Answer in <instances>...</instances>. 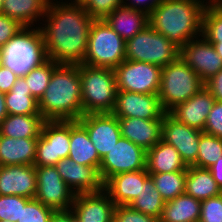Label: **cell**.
Returning <instances> with one entry per match:
<instances>
[{"label":"cell","mask_w":222,"mask_h":222,"mask_svg":"<svg viewBox=\"0 0 222 222\" xmlns=\"http://www.w3.org/2000/svg\"><path fill=\"white\" fill-rule=\"evenodd\" d=\"M147 151L130 140L120 137L100 162L99 173L105 183L110 177L146 169Z\"/></svg>","instance_id":"obj_11"},{"label":"cell","mask_w":222,"mask_h":222,"mask_svg":"<svg viewBox=\"0 0 222 222\" xmlns=\"http://www.w3.org/2000/svg\"><path fill=\"white\" fill-rule=\"evenodd\" d=\"M88 132L102 159L121 137L118 118L112 113L85 114L77 120Z\"/></svg>","instance_id":"obj_16"},{"label":"cell","mask_w":222,"mask_h":222,"mask_svg":"<svg viewBox=\"0 0 222 222\" xmlns=\"http://www.w3.org/2000/svg\"><path fill=\"white\" fill-rule=\"evenodd\" d=\"M202 133L177 121L169 113L163 115L161 139L174 146L187 166H192L197 161Z\"/></svg>","instance_id":"obj_13"},{"label":"cell","mask_w":222,"mask_h":222,"mask_svg":"<svg viewBox=\"0 0 222 222\" xmlns=\"http://www.w3.org/2000/svg\"><path fill=\"white\" fill-rule=\"evenodd\" d=\"M54 211V209L33 198L26 205H21V212L17 222H49Z\"/></svg>","instance_id":"obj_37"},{"label":"cell","mask_w":222,"mask_h":222,"mask_svg":"<svg viewBox=\"0 0 222 222\" xmlns=\"http://www.w3.org/2000/svg\"><path fill=\"white\" fill-rule=\"evenodd\" d=\"M50 0H3L1 13L24 27H33L43 18ZM35 21V22H34Z\"/></svg>","instance_id":"obj_27"},{"label":"cell","mask_w":222,"mask_h":222,"mask_svg":"<svg viewBox=\"0 0 222 222\" xmlns=\"http://www.w3.org/2000/svg\"><path fill=\"white\" fill-rule=\"evenodd\" d=\"M162 199L167 202L185 193L187 171L149 174Z\"/></svg>","instance_id":"obj_33"},{"label":"cell","mask_w":222,"mask_h":222,"mask_svg":"<svg viewBox=\"0 0 222 222\" xmlns=\"http://www.w3.org/2000/svg\"><path fill=\"white\" fill-rule=\"evenodd\" d=\"M123 0H86L84 10L94 19H104L116 8L122 6Z\"/></svg>","instance_id":"obj_39"},{"label":"cell","mask_w":222,"mask_h":222,"mask_svg":"<svg viewBox=\"0 0 222 222\" xmlns=\"http://www.w3.org/2000/svg\"><path fill=\"white\" fill-rule=\"evenodd\" d=\"M164 204L165 201L155 188L153 180L149 177L144 184L141 185L139 196L135 198L129 206L134 210L159 219L164 208Z\"/></svg>","instance_id":"obj_32"},{"label":"cell","mask_w":222,"mask_h":222,"mask_svg":"<svg viewBox=\"0 0 222 222\" xmlns=\"http://www.w3.org/2000/svg\"><path fill=\"white\" fill-rule=\"evenodd\" d=\"M215 101H222V69L204 83Z\"/></svg>","instance_id":"obj_45"},{"label":"cell","mask_w":222,"mask_h":222,"mask_svg":"<svg viewBox=\"0 0 222 222\" xmlns=\"http://www.w3.org/2000/svg\"><path fill=\"white\" fill-rule=\"evenodd\" d=\"M79 74L83 115L111 113L118 91L114 69L79 64Z\"/></svg>","instance_id":"obj_4"},{"label":"cell","mask_w":222,"mask_h":222,"mask_svg":"<svg viewBox=\"0 0 222 222\" xmlns=\"http://www.w3.org/2000/svg\"><path fill=\"white\" fill-rule=\"evenodd\" d=\"M210 43L214 46L216 52L222 58V42H210Z\"/></svg>","instance_id":"obj_50"},{"label":"cell","mask_w":222,"mask_h":222,"mask_svg":"<svg viewBox=\"0 0 222 222\" xmlns=\"http://www.w3.org/2000/svg\"><path fill=\"white\" fill-rule=\"evenodd\" d=\"M126 60L167 66L179 58L180 48L147 25L125 45Z\"/></svg>","instance_id":"obj_8"},{"label":"cell","mask_w":222,"mask_h":222,"mask_svg":"<svg viewBox=\"0 0 222 222\" xmlns=\"http://www.w3.org/2000/svg\"><path fill=\"white\" fill-rule=\"evenodd\" d=\"M2 4H3V0H0V13H1Z\"/></svg>","instance_id":"obj_54"},{"label":"cell","mask_w":222,"mask_h":222,"mask_svg":"<svg viewBox=\"0 0 222 222\" xmlns=\"http://www.w3.org/2000/svg\"><path fill=\"white\" fill-rule=\"evenodd\" d=\"M30 198L14 195H0V221L17 222L21 205H26Z\"/></svg>","instance_id":"obj_38"},{"label":"cell","mask_w":222,"mask_h":222,"mask_svg":"<svg viewBox=\"0 0 222 222\" xmlns=\"http://www.w3.org/2000/svg\"><path fill=\"white\" fill-rule=\"evenodd\" d=\"M24 26L17 20L0 13V48L12 39Z\"/></svg>","instance_id":"obj_43"},{"label":"cell","mask_w":222,"mask_h":222,"mask_svg":"<svg viewBox=\"0 0 222 222\" xmlns=\"http://www.w3.org/2000/svg\"><path fill=\"white\" fill-rule=\"evenodd\" d=\"M214 102V97L204 86L197 94L179 103L168 113L177 121L203 132Z\"/></svg>","instance_id":"obj_20"},{"label":"cell","mask_w":222,"mask_h":222,"mask_svg":"<svg viewBox=\"0 0 222 222\" xmlns=\"http://www.w3.org/2000/svg\"><path fill=\"white\" fill-rule=\"evenodd\" d=\"M199 222H222V193L201 201Z\"/></svg>","instance_id":"obj_40"},{"label":"cell","mask_w":222,"mask_h":222,"mask_svg":"<svg viewBox=\"0 0 222 222\" xmlns=\"http://www.w3.org/2000/svg\"><path fill=\"white\" fill-rule=\"evenodd\" d=\"M185 193L200 201L217 196L222 189L208 169L188 166L185 179Z\"/></svg>","instance_id":"obj_30"},{"label":"cell","mask_w":222,"mask_h":222,"mask_svg":"<svg viewBox=\"0 0 222 222\" xmlns=\"http://www.w3.org/2000/svg\"><path fill=\"white\" fill-rule=\"evenodd\" d=\"M19 78L11 69L1 66L0 67V92L6 94L11 91L15 81Z\"/></svg>","instance_id":"obj_46"},{"label":"cell","mask_w":222,"mask_h":222,"mask_svg":"<svg viewBox=\"0 0 222 222\" xmlns=\"http://www.w3.org/2000/svg\"><path fill=\"white\" fill-rule=\"evenodd\" d=\"M2 59H3V51L2 48H0V67L3 65Z\"/></svg>","instance_id":"obj_52"},{"label":"cell","mask_w":222,"mask_h":222,"mask_svg":"<svg viewBox=\"0 0 222 222\" xmlns=\"http://www.w3.org/2000/svg\"><path fill=\"white\" fill-rule=\"evenodd\" d=\"M206 0H163L149 15V25L181 48L202 35Z\"/></svg>","instance_id":"obj_2"},{"label":"cell","mask_w":222,"mask_h":222,"mask_svg":"<svg viewBox=\"0 0 222 222\" xmlns=\"http://www.w3.org/2000/svg\"><path fill=\"white\" fill-rule=\"evenodd\" d=\"M150 177L146 169L120 173L104 183V191L116 206L129 205L139 196L141 185Z\"/></svg>","instance_id":"obj_21"},{"label":"cell","mask_w":222,"mask_h":222,"mask_svg":"<svg viewBox=\"0 0 222 222\" xmlns=\"http://www.w3.org/2000/svg\"><path fill=\"white\" fill-rule=\"evenodd\" d=\"M49 222H81L78 215L72 210L54 211Z\"/></svg>","instance_id":"obj_47"},{"label":"cell","mask_w":222,"mask_h":222,"mask_svg":"<svg viewBox=\"0 0 222 222\" xmlns=\"http://www.w3.org/2000/svg\"><path fill=\"white\" fill-rule=\"evenodd\" d=\"M86 2V0H70L69 4H78L83 5Z\"/></svg>","instance_id":"obj_51"},{"label":"cell","mask_w":222,"mask_h":222,"mask_svg":"<svg viewBox=\"0 0 222 222\" xmlns=\"http://www.w3.org/2000/svg\"><path fill=\"white\" fill-rule=\"evenodd\" d=\"M126 1H131L126 2ZM163 0H123L122 5L135 10L143 11L147 15H150L152 11L162 2ZM143 5V6H142Z\"/></svg>","instance_id":"obj_44"},{"label":"cell","mask_w":222,"mask_h":222,"mask_svg":"<svg viewBox=\"0 0 222 222\" xmlns=\"http://www.w3.org/2000/svg\"><path fill=\"white\" fill-rule=\"evenodd\" d=\"M55 167L74 194L104 190V182L97 167L80 165L70 158L61 159Z\"/></svg>","instance_id":"obj_17"},{"label":"cell","mask_w":222,"mask_h":222,"mask_svg":"<svg viewBox=\"0 0 222 222\" xmlns=\"http://www.w3.org/2000/svg\"><path fill=\"white\" fill-rule=\"evenodd\" d=\"M113 222H159V219L134 210L129 205H119L115 208Z\"/></svg>","instance_id":"obj_41"},{"label":"cell","mask_w":222,"mask_h":222,"mask_svg":"<svg viewBox=\"0 0 222 222\" xmlns=\"http://www.w3.org/2000/svg\"><path fill=\"white\" fill-rule=\"evenodd\" d=\"M208 170L212 173L213 179L222 189V156L218 159V161L214 165L209 167Z\"/></svg>","instance_id":"obj_48"},{"label":"cell","mask_w":222,"mask_h":222,"mask_svg":"<svg viewBox=\"0 0 222 222\" xmlns=\"http://www.w3.org/2000/svg\"><path fill=\"white\" fill-rule=\"evenodd\" d=\"M116 205L104 191L75 194L72 210L81 222H113Z\"/></svg>","instance_id":"obj_19"},{"label":"cell","mask_w":222,"mask_h":222,"mask_svg":"<svg viewBox=\"0 0 222 222\" xmlns=\"http://www.w3.org/2000/svg\"><path fill=\"white\" fill-rule=\"evenodd\" d=\"M36 28V29H35ZM3 66L18 76H25L32 68L46 61L47 55L39 27H24L3 47Z\"/></svg>","instance_id":"obj_5"},{"label":"cell","mask_w":222,"mask_h":222,"mask_svg":"<svg viewBox=\"0 0 222 222\" xmlns=\"http://www.w3.org/2000/svg\"><path fill=\"white\" fill-rule=\"evenodd\" d=\"M163 116L157 120L118 118L121 137L145 149H151L161 140Z\"/></svg>","instance_id":"obj_22"},{"label":"cell","mask_w":222,"mask_h":222,"mask_svg":"<svg viewBox=\"0 0 222 222\" xmlns=\"http://www.w3.org/2000/svg\"><path fill=\"white\" fill-rule=\"evenodd\" d=\"M222 8V0H214Z\"/></svg>","instance_id":"obj_53"},{"label":"cell","mask_w":222,"mask_h":222,"mask_svg":"<svg viewBox=\"0 0 222 222\" xmlns=\"http://www.w3.org/2000/svg\"><path fill=\"white\" fill-rule=\"evenodd\" d=\"M179 57L199 75L204 83L222 69V58L203 35L182 46Z\"/></svg>","instance_id":"obj_14"},{"label":"cell","mask_w":222,"mask_h":222,"mask_svg":"<svg viewBox=\"0 0 222 222\" xmlns=\"http://www.w3.org/2000/svg\"><path fill=\"white\" fill-rule=\"evenodd\" d=\"M0 222H11V221H9V220H8V221H5V220H1Z\"/></svg>","instance_id":"obj_55"},{"label":"cell","mask_w":222,"mask_h":222,"mask_svg":"<svg viewBox=\"0 0 222 222\" xmlns=\"http://www.w3.org/2000/svg\"><path fill=\"white\" fill-rule=\"evenodd\" d=\"M5 104L8 114H40L38 101L31 96L27 82L22 76L15 81L11 91L5 94Z\"/></svg>","instance_id":"obj_31"},{"label":"cell","mask_w":222,"mask_h":222,"mask_svg":"<svg viewBox=\"0 0 222 222\" xmlns=\"http://www.w3.org/2000/svg\"><path fill=\"white\" fill-rule=\"evenodd\" d=\"M37 191L35 199L55 211L70 210L75 194L62 180L55 166L35 167Z\"/></svg>","instance_id":"obj_12"},{"label":"cell","mask_w":222,"mask_h":222,"mask_svg":"<svg viewBox=\"0 0 222 222\" xmlns=\"http://www.w3.org/2000/svg\"><path fill=\"white\" fill-rule=\"evenodd\" d=\"M37 191L34 165L0 166V195L33 199Z\"/></svg>","instance_id":"obj_18"},{"label":"cell","mask_w":222,"mask_h":222,"mask_svg":"<svg viewBox=\"0 0 222 222\" xmlns=\"http://www.w3.org/2000/svg\"><path fill=\"white\" fill-rule=\"evenodd\" d=\"M202 35L209 42H222V8L208 0L203 13Z\"/></svg>","instance_id":"obj_36"},{"label":"cell","mask_w":222,"mask_h":222,"mask_svg":"<svg viewBox=\"0 0 222 222\" xmlns=\"http://www.w3.org/2000/svg\"><path fill=\"white\" fill-rule=\"evenodd\" d=\"M104 20L125 42L149 25V15L123 5L108 14Z\"/></svg>","instance_id":"obj_25"},{"label":"cell","mask_w":222,"mask_h":222,"mask_svg":"<svg viewBox=\"0 0 222 222\" xmlns=\"http://www.w3.org/2000/svg\"><path fill=\"white\" fill-rule=\"evenodd\" d=\"M204 87L199 75L180 57L162 67L158 97L163 110L168 113Z\"/></svg>","instance_id":"obj_6"},{"label":"cell","mask_w":222,"mask_h":222,"mask_svg":"<svg viewBox=\"0 0 222 222\" xmlns=\"http://www.w3.org/2000/svg\"><path fill=\"white\" fill-rule=\"evenodd\" d=\"M46 120L41 114H8L0 126V134L12 138H38Z\"/></svg>","instance_id":"obj_29"},{"label":"cell","mask_w":222,"mask_h":222,"mask_svg":"<svg viewBox=\"0 0 222 222\" xmlns=\"http://www.w3.org/2000/svg\"><path fill=\"white\" fill-rule=\"evenodd\" d=\"M187 168L174 146L162 139L147 150L146 170L149 174L187 171Z\"/></svg>","instance_id":"obj_24"},{"label":"cell","mask_w":222,"mask_h":222,"mask_svg":"<svg viewBox=\"0 0 222 222\" xmlns=\"http://www.w3.org/2000/svg\"><path fill=\"white\" fill-rule=\"evenodd\" d=\"M117 118L160 119L166 112L163 110L158 94H143L128 91H117L115 106L111 112Z\"/></svg>","instance_id":"obj_15"},{"label":"cell","mask_w":222,"mask_h":222,"mask_svg":"<svg viewBox=\"0 0 222 222\" xmlns=\"http://www.w3.org/2000/svg\"><path fill=\"white\" fill-rule=\"evenodd\" d=\"M38 138H12L0 134V166L34 165Z\"/></svg>","instance_id":"obj_23"},{"label":"cell","mask_w":222,"mask_h":222,"mask_svg":"<svg viewBox=\"0 0 222 222\" xmlns=\"http://www.w3.org/2000/svg\"><path fill=\"white\" fill-rule=\"evenodd\" d=\"M69 153L70 121H45L37 140L34 166H55Z\"/></svg>","instance_id":"obj_9"},{"label":"cell","mask_w":222,"mask_h":222,"mask_svg":"<svg viewBox=\"0 0 222 222\" xmlns=\"http://www.w3.org/2000/svg\"><path fill=\"white\" fill-rule=\"evenodd\" d=\"M68 158L80 165L97 167L101 158L86 129L77 121H70V153Z\"/></svg>","instance_id":"obj_26"},{"label":"cell","mask_w":222,"mask_h":222,"mask_svg":"<svg viewBox=\"0 0 222 222\" xmlns=\"http://www.w3.org/2000/svg\"><path fill=\"white\" fill-rule=\"evenodd\" d=\"M53 60L47 59L37 67L32 68L25 76H22L31 91V96L37 101L43 96L46 91L53 70L58 66Z\"/></svg>","instance_id":"obj_34"},{"label":"cell","mask_w":222,"mask_h":222,"mask_svg":"<svg viewBox=\"0 0 222 222\" xmlns=\"http://www.w3.org/2000/svg\"><path fill=\"white\" fill-rule=\"evenodd\" d=\"M44 16V26H38L47 58L57 64H82L94 18L82 5L63 0H50Z\"/></svg>","instance_id":"obj_1"},{"label":"cell","mask_w":222,"mask_h":222,"mask_svg":"<svg viewBox=\"0 0 222 222\" xmlns=\"http://www.w3.org/2000/svg\"><path fill=\"white\" fill-rule=\"evenodd\" d=\"M162 67L142 61L124 60L114 69L118 90L158 94Z\"/></svg>","instance_id":"obj_10"},{"label":"cell","mask_w":222,"mask_h":222,"mask_svg":"<svg viewBox=\"0 0 222 222\" xmlns=\"http://www.w3.org/2000/svg\"><path fill=\"white\" fill-rule=\"evenodd\" d=\"M125 45L122 37L104 19H94L82 64L115 69L126 60Z\"/></svg>","instance_id":"obj_7"},{"label":"cell","mask_w":222,"mask_h":222,"mask_svg":"<svg viewBox=\"0 0 222 222\" xmlns=\"http://www.w3.org/2000/svg\"><path fill=\"white\" fill-rule=\"evenodd\" d=\"M8 112L5 104V94L0 92V126L2 121L7 117Z\"/></svg>","instance_id":"obj_49"},{"label":"cell","mask_w":222,"mask_h":222,"mask_svg":"<svg viewBox=\"0 0 222 222\" xmlns=\"http://www.w3.org/2000/svg\"><path fill=\"white\" fill-rule=\"evenodd\" d=\"M201 201L183 193L165 202L159 222H199Z\"/></svg>","instance_id":"obj_28"},{"label":"cell","mask_w":222,"mask_h":222,"mask_svg":"<svg viewBox=\"0 0 222 222\" xmlns=\"http://www.w3.org/2000/svg\"><path fill=\"white\" fill-rule=\"evenodd\" d=\"M203 132L222 139V101L214 102Z\"/></svg>","instance_id":"obj_42"},{"label":"cell","mask_w":222,"mask_h":222,"mask_svg":"<svg viewBox=\"0 0 222 222\" xmlns=\"http://www.w3.org/2000/svg\"><path fill=\"white\" fill-rule=\"evenodd\" d=\"M198 148L197 161L192 166L208 169L222 156V139L203 132Z\"/></svg>","instance_id":"obj_35"},{"label":"cell","mask_w":222,"mask_h":222,"mask_svg":"<svg viewBox=\"0 0 222 222\" xmlns=\"http://www.w3.org/2000/svg\"><path fill=\"white\" fill-rule=\"evenodd\" d=\"M39 112L46 121H72L83 116L82 87L78 65L59 64L38 101Z\"/></svg>","instance_id":"obj_3"}]
</instances>
